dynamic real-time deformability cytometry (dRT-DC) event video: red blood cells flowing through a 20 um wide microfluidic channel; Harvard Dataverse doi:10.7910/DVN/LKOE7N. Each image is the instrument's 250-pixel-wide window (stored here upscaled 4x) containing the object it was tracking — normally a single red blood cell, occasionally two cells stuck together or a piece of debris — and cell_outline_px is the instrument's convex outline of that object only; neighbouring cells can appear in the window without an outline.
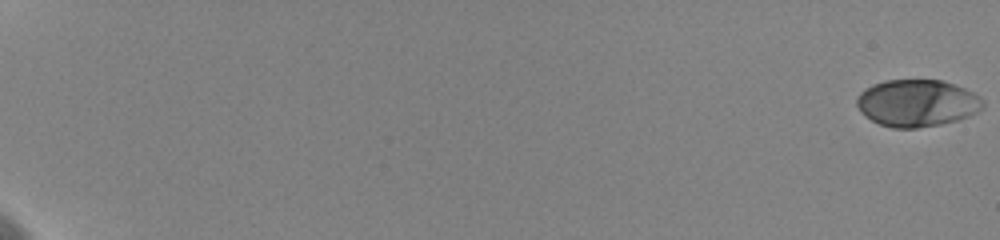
{"species": "human", "species_latin": "Homo sapiens", "temperature_condition": "cold", "stored_images_in_passage": 17, "camera_frame_rate_fps": 3000, "um_per_image_px": 0.085, "donor": {"sex": "female"}, "frame": {"image": 1, "passage_image": 1, "time_ms": 0.0, "image_size_px": [1000, 240], "cell_outline_px": [[984, 104], [976, 112], [968, 116], [956, 120], [940, 124], [916, 128], [892, 128], [880, 124], [864, 116], [860, 112], [856, 104], [856, 100], [860, 92], [876, 84], [888, 80], [940, 80], [964, 88], [980, 96]], "centroid_in_image_um": [77.92, 8.77], "position_along_channel_um": 7.1, "area_um2": 34.22}}
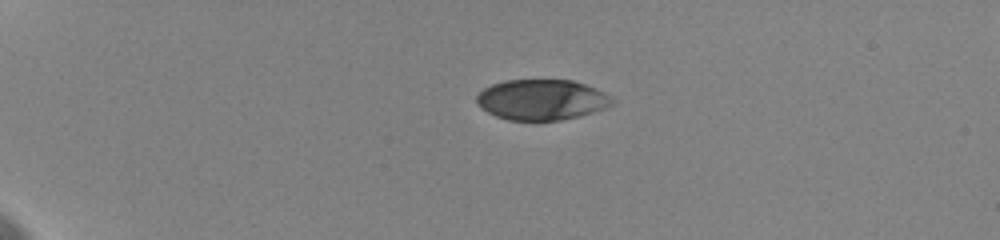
{"frame": {"image": 2, "passage_image": 10, "time_ms": 5.333, "image_size_px": [1000, 240], "cell_outline_px": [[616, 100], [612, 104], [604, 108], [580, 116], [560, 120], [508, 120], [496, 116], [488, 112], [476, 100], [476, 96], [484, 88], [492, 84], [504, 80], [572, 80], [596, 88], [604, 92]], "centroid_in_image_um": [46.06, 8.47], "position_along_channel_um": 38.9, "area_um2": 31.85}}